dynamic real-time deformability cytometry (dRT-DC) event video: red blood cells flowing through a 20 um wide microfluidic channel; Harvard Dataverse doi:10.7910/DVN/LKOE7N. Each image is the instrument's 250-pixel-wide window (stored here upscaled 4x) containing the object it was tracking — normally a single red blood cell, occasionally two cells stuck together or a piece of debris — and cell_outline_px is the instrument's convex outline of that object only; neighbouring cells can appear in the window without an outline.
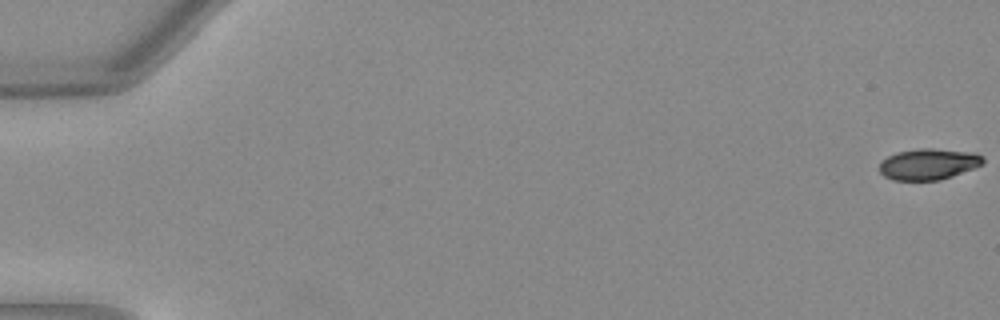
{"species": "Egyptian fruit bat (a non-hibernating species)", "species_latin": "Rousettus aegyptiacus", "temperature_condition": "warm", "stored_images_in_passage": 9, "camera_frame_rate_fps": 3000, "um_per_image_px": 0.085, "animal": {"sex": "female"}, "frame": {"image": 1, "passage_image": 1, "time_ms": 0.0, "image_size_px": [1000, 320], "cell_outline_px": [[984, 164], [952, 176], [940, 180], [892, 180], [884, 176], [880, 172], [880, 164], [888, 156], [896, 152], [920, 148], [932, 148], [976, 152], [984, 156]], "centroid_in_image_um": [78.96, 13.94], "position_along_channel_um": 6.0, "area_um2": 18.9}}